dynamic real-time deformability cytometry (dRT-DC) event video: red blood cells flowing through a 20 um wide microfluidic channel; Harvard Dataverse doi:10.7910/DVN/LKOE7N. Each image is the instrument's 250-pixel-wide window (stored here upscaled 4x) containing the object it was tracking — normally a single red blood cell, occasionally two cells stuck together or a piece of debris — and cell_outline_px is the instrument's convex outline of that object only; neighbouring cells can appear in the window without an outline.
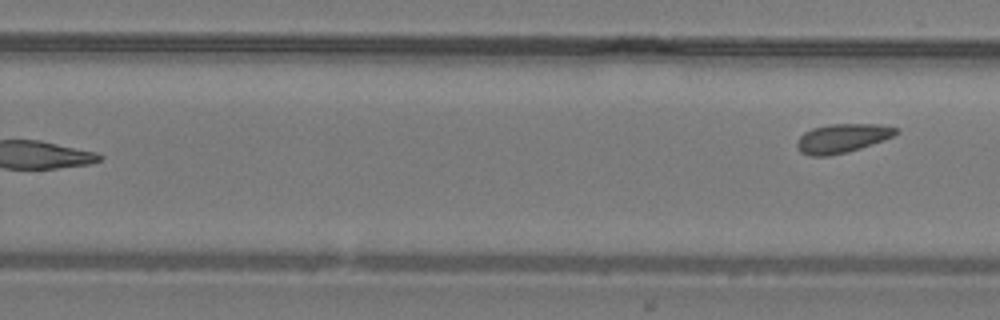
{"species": "common noctule bat (a hibernating species)", "species_latin": "Nyctalus noctula", "temperature_condition": "warm", "stored_images_in_passage": 13, "camera_frame_rate_fps": 3000, "um_per_image_px": 0.085, "animal": {"sex": "male", "body_mass_g": 19.2, "forearm_length_mm": 51.8}, "frame": {"image": 1, "passage_image": 13, "time_ms": 4.0, "image_size_px": [1000, 320], "cell_outline_px": [[900, 132], [884, 140], [848, 152], [828, 156], [812, 156], [800, 152], [796, 144], [796, 140], [804, 132], [812, 128], [828, 124], [876, 124], [900, 128]], "centroid_in_image_um": [71.58, 11.75], "position_along_channel_um": 258.2, "area_um2": 16.82}}